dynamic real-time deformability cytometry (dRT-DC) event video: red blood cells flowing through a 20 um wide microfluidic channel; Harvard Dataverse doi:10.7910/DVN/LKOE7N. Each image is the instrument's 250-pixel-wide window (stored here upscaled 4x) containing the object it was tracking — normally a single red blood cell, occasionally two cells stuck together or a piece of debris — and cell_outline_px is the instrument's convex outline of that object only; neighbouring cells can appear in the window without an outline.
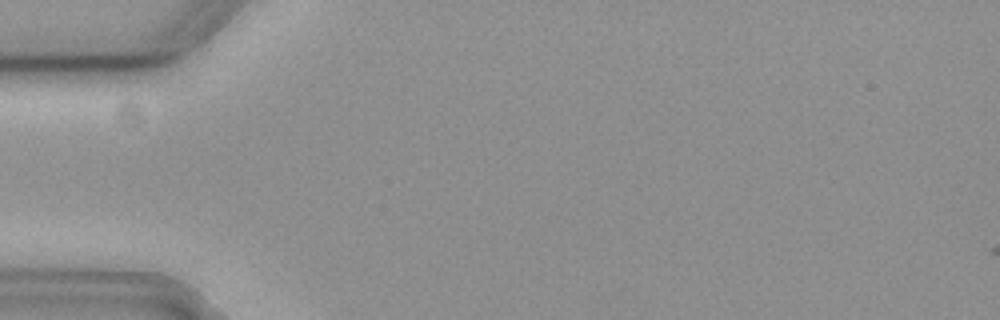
{"species": "common noctule bat (a hibernating species)", "species_latin": "Nyctalus noctula", "temperature_condition": "cold", "stored_images_in_passage": 1, "camera_frame_rate_fps": 3000, "um_per_image_px": 0.085, "animal": {"sex": "female", "body_mass_g": 19.3, "forearm_length_mm": 54.1}, "frame": {"image": 1, "passage_image": 1, "time_ms": 0.0, "image_size_px": [1000, 320], "cell_outline_px": [[196, 16], [188, 28], [180, 36], [172, 40], [132, 44], [56, 44], [64, 40], [196, 12]], "centroid_in_image_um": [11.85, 2.76], "position_along_channel_um": 73.1, "area_um2": 14.39}}